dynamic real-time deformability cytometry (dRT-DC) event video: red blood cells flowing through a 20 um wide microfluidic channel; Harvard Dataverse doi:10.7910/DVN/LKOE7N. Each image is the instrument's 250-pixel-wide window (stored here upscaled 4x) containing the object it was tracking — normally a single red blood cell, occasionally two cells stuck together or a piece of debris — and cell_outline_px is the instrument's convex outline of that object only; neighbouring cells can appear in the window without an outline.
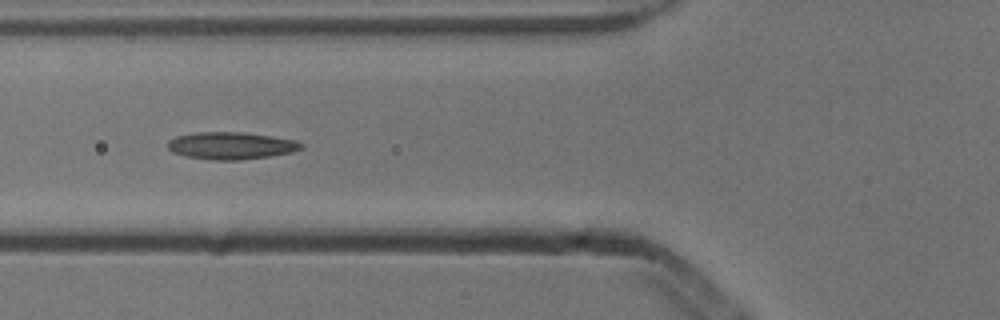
{"species": "common noctule bat (a hibernating species)", "species_latin": "Nyctalus noctula", "temperature_condition": "cold", "stored_images_in_passage": 7, "camera_frame_rate_fps": 3000, "um_per_image_px": 0.085, "animal": {"sex": "male", "body_mass_g": 13.3}, "frame": {"image": 1, "passage_image": 5, "time_ms": 1.333, "image_size_px": [1000, 320], "cell_outline_px": [[304, 148], [292, 152], [268, 156], [240, 160], [216, 160], [184, 156], [172, 152], [168, 148], [168, 140], [176, 136], [196, 132], [240, 132], [268, 136], [292, 140], [304, 144]], "centroid_in_image_um": [19.6, 12.38], "position_along_channel_um": 106.2, "area_um2": 20.98}}
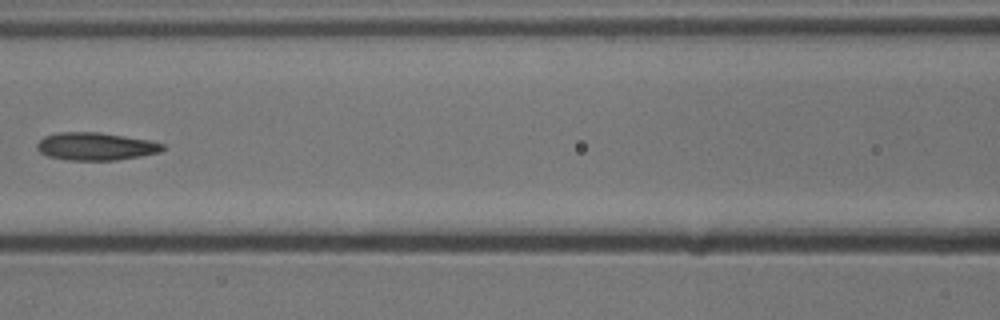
{"frame": {"image": 2, "passage_image": 6, "time_ms": 1.667, "image_size_px": [1000, 320], "cell_outline_px": [[164, 148], [160, 152], [140, 156], [116, 160], [68, 160], [48, 156], [40, 152], [36, 148], [36, 144], [44, 136], [56, 132], [100, 132], [152, 140], [164, 144]], "centroid_in_image_um": [8.13, 12.43], "position_along_channel_um": 158.5, "area_um2": 20.46}}
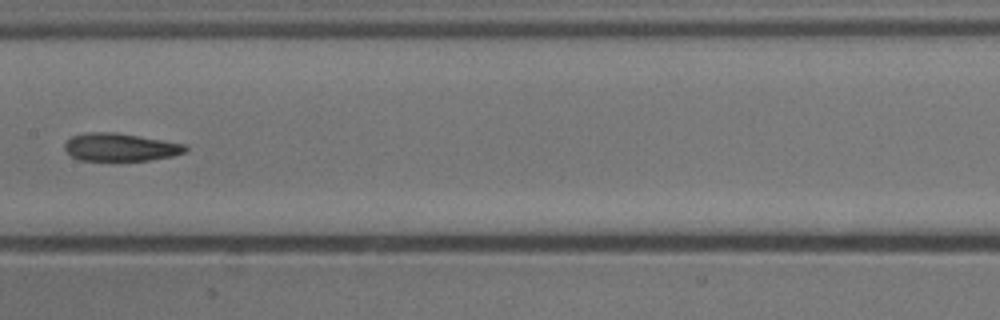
{"frame": {"image": 3, "passage_image": 7, "time_ms": 2.0, "image_size_px": [1000, 320], "cell_outline_px": [[188, 148], [184, 152], [172, 156], [148, 160], [80, 160], [72, 156], [64, 148], [64, 144], [72, 136], [88, 132], [116, 132], [184, 144]], "centroid_in_image_um": [10.2, 12.5], "position_along_channel_um": 197.2, "area_um2": 19.31}}